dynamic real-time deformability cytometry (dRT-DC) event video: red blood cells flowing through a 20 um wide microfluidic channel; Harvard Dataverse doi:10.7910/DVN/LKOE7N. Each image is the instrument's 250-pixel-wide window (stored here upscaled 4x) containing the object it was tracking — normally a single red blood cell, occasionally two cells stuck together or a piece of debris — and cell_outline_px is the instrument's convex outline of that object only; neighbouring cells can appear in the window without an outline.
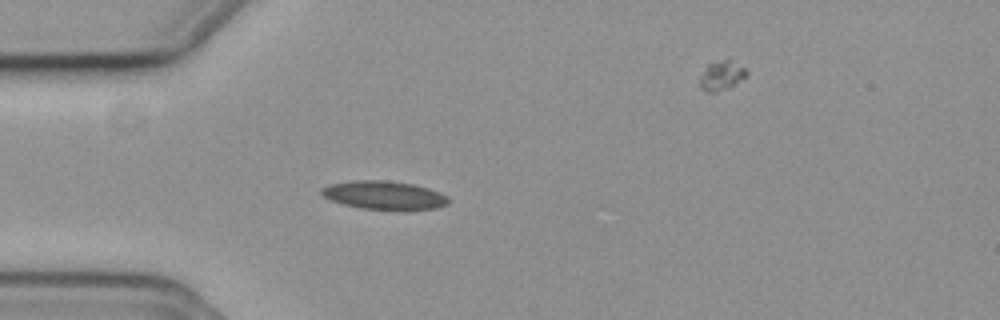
{"species": "common noctule bat (a hibernating species)", "species_latin": "Nyctalus noctula", "temperature_condition": "cold", "stored_images_in_passage": 42, "camera_frame_rate_fps": 3000, "um_per_image_px": 0.085, "animal": {"sex": "female", "body_mass_g": 19.3, "forearm_length_mm": 54.1}, "frame": {"image": 1, "passage_image": 1, "time_ms": 0.0, "image_size_px": [1000, 320], "cell_outline_px": [[448, 204], [436, 208], [408, 212], [400, 212], [360, 208], [328, 200], [320, 192], [320, 188], [328, 184], [352, 180], [384, 180], [412, 184], [428, 188], [440, 192], [448, 196]], "centroid_in_image_um": [32.66, 16.63], "position_along_channel_um": 52.3, "area_um2": 21.85}}
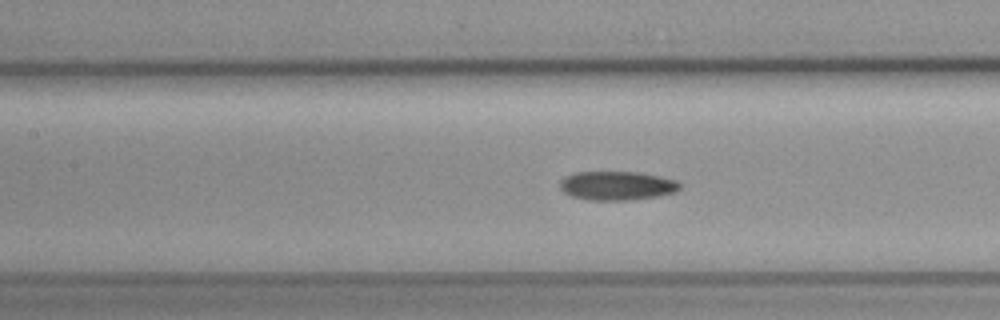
{"frame": {"image": 2, "passage_image": 10, "time_ms": 3.0, "image_size_px": [1000, 320], "cell_outline_px": [[680, 188], [676, 192], [660, 196], [628, 200], [588, 200], [572, 196], [564, 192], [560, 188], [560, 180], [564, 176], [572, 172], [640, 172], [660, 176], [676, 180], [680, 184]], "centroid_in_image_um": [52.44, 15.78], "position_along_channel_um": 155.0, "area_um2": 20.4}}
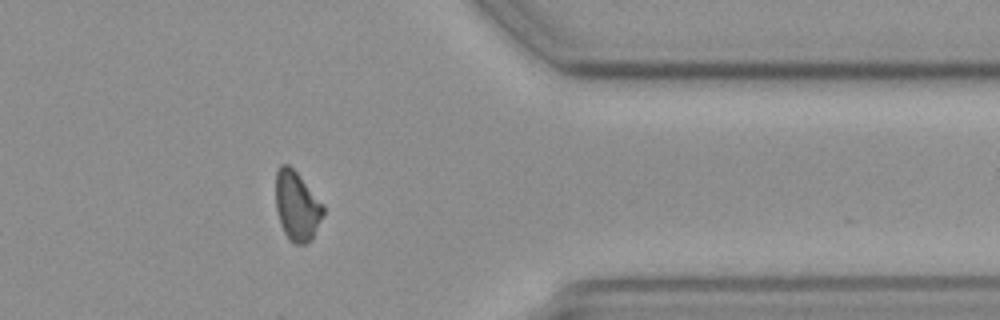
{"frame": {"image": 3, "passage_image": 30, "time_ms": 9.667, "image_size_px": [1000, 320], "cell_outline_px": [[324, 212], [312, 240], [304, 244], [296, 244], [288, 240], [280, 224], [276, 212], [276, 172], [280, 164], [288, 164], [296, 172], [324, 204]], "centroid_in_image_um": [25.23, 17.53], "position_along_channel_um": 386.2, "area_um2": 19.31}, "authors_computed_cell_mechanics": {"area_um2": 19.6809, "velocity_mm_per_s": 3.7232, "shape_relaxation_time_tau1_ms": null, "shape_relaxation_time_tau2_ms": 4.7057, "deformation_change_tau1": null, "deformation_change_tau2": 0.1014}}